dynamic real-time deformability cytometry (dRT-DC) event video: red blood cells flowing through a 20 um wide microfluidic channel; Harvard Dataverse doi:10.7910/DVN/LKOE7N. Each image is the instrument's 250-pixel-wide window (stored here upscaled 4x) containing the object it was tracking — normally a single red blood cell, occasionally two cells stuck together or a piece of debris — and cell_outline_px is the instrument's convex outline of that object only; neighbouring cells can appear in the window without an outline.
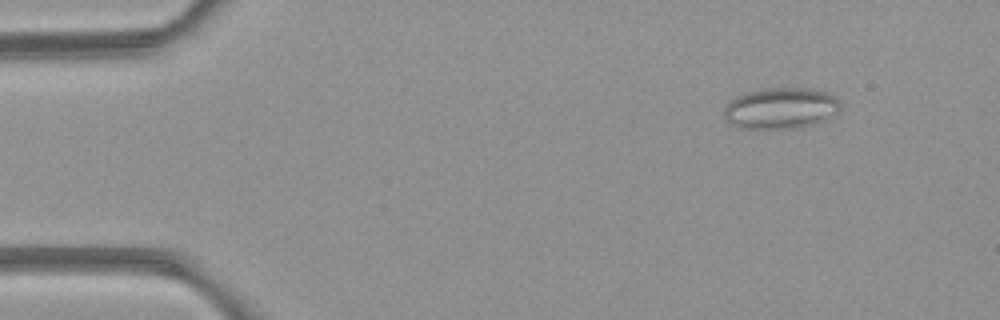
{"species": "common noctule bat (a hibernating species)", "species_latin": "Nyctalus noctula", "temperature_condition": "room temperature", "stored_images_in_passage": 5, "camera_frame_rate_fps": 3000, "um_per_image_px": 0.085, "animal": {"sex": "female", "body_mass_g": 21.9}, "frame": {"image": 1, "passage_image": 2, "time_ms": 1.0, "image_size_px": [1000, 320], "cell_outline_px": [[840, 108], [836, 112], [824, 120], [812, 124], [796, 128], [736, 128], [728, 124], [724, 120], [724, 108], [728, 100], [744, 92], [764, 88], [808, 88], [828, 92], [840, 104]], "centroid_in_image_um": [66.27, 9.2], "position_along_channel_um": 18.7, "area_um2": 28.09}}